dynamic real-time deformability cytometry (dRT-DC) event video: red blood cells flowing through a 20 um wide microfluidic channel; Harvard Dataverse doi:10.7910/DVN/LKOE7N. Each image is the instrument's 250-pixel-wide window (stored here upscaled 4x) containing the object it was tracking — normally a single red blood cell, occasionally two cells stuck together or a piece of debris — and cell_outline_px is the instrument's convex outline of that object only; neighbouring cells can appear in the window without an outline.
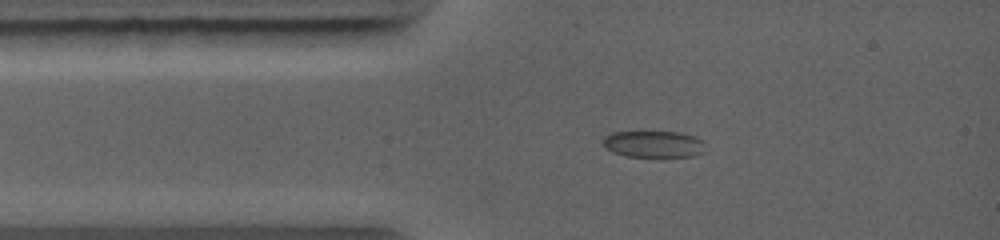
{"species": "common noctule bat (a hibernating species)", "species_latin": "Nyctalus noctula", "temperature_condition": "warm", "stored_images_in_passage": 48, "camera_frame_rate_fps": 5000, "um_per_image_px": 0.085, "animal": {"sex": "female", "body_mass_g": 19.0, "forearm_length_mm": 56.7}, "frame": {"image": 1, "passage_image": 2, "time_ms": 0.6, "image_size_px": [1000, 240], "cell_outline_px": [[704, 152], [696, 156], [664, 160], [660, 160], [624, 156], [612, 152], [604, 148], [600, 140], [604, 136], [612, 132], [680, 132], [696, 136], [704, 140]], "centroid_in_image_um": [55.57, 12.31], "position_along_channel_um": 29.4, "area_um2": 17.28}}
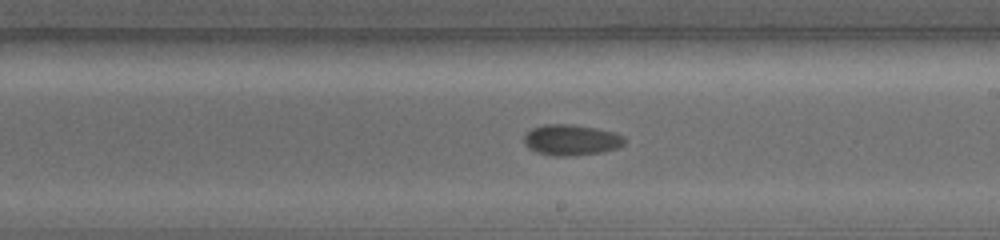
{"frame": {"image": 2, "passage_image": 17, "time_ms": 5.6, "image_size_px": [1000, 240], "cell_outline_px": [[624, 144], [616, 148], [600, 152], [572, 156], [552, 156], [536, 152], [528, 148], [524, 144], [524, 136], [532, 128], [544, 124], [572, 124], [596, 128], [616, 132], [624, 136]], "centroid_in_image_um": [48.54, 11.89], "position_along_channel_um": 240.5, "area_um2": 18.15}}
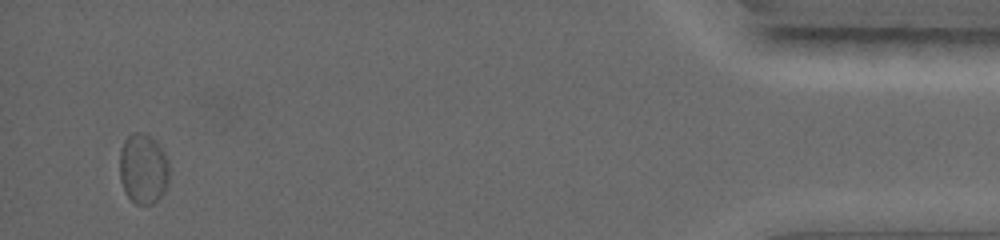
{"frame": {"image": 3, "passage_image": 42, "time_ms": 12.0, "image_size_px": [1000, 240], "cell_outline_px": [[168, 184], [160, 196], [152, 204], [136, 204], [124, 192], [120, 180], [120, 148], [124, 140], [132, 132], [140, 132], [156, 140], [164, 152], [168, 160]], "centroid_in_image_um": [12.16, 14.33], "position_along_channel_um": 423.0, "area_um2": 20.35}}